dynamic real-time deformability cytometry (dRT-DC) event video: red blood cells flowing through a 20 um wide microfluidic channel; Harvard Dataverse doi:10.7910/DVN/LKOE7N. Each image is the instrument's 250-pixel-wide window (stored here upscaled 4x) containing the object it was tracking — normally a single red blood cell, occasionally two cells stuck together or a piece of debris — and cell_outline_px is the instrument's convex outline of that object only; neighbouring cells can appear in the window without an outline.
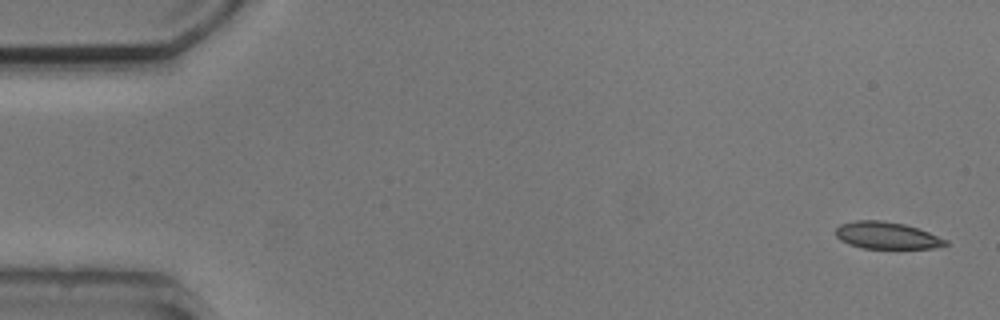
{"species": "common noctule bat (a hibernating species)", "species_latin": "Nyctalus noctula", "temperature_condition": "cold", "stored_images_in_passage": 4, "camera_frame_rate_fps": 3000, "um_per_image_px": 0.085, "animal": {"sex": "male", "body_mass_g": 20.5, "forearm_length_mm": 52.5}, "frame": {"image": 1, "passage_image": 1, "time_ms": 0.0, "image_size_px": [1000, 320], "cell_outline_px": [[948, 244], [932, 248], [864, 248], [848, 244], [840, 240], [836, 236], [836, 228], [840, 224], [856, 220], [880, 220], [904, 224], [920, 228], [948, 240]], "centroid_in_image_um": [75.37, 20.0], "position_along_channel_um": 9.6, "area_um2": 17.28}}